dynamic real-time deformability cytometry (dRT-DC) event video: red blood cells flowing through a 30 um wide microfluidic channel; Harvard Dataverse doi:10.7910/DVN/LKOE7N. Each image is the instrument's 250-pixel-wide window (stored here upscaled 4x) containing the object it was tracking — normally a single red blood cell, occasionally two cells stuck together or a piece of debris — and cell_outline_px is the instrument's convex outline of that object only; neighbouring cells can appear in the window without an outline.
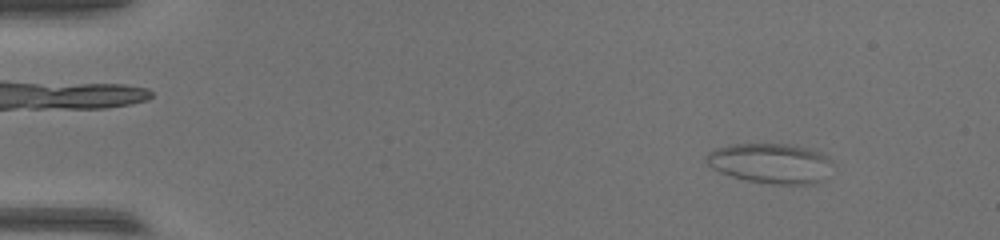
{"species": "common noctule bat (a hibernating species)", "species_latin": "Nyctalus noctula", "temperature_condition": "warm", "stored_images_in_passage": 53, "segment_of_instrument_passage": [1, 2], "camera_frame_rate_fps": 3000, "um_per_image_px": 0.085, "animal": {"sex": "female", "body_mass_g": 17.0, "forearm_length_mm": 48.0}, "frame": {"image": 1, "passage_image": 6, "time_ms": 1.667, "image_size_px": [1000, 240], "cell_outline_px": [[836, 164], [824, 180], [812, 184], [772, 184], [748, 180], [732, 176], [720, 172], [712, 168], [704, 160], [704, 156], [708, 152], [716, 148], [732, 144], [788, 144], [808, 148], [820, 152], [828, 156]], "centroid_in_image_um": [65.55, 13.88], "position_along_channel_um": 19.4, "area_um2": 29.88}}
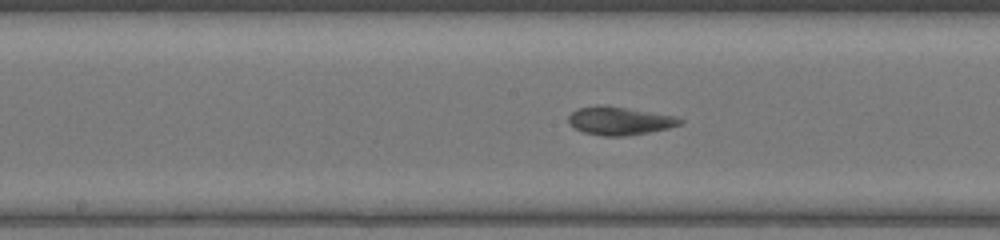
{"frame": {"image": 2, "passage_image": 28, "time_ms": 9.0, "image_size_px": [1000, 240], "cell_outline_px": [[684, 124], [668, 128], [648, 132], [624, 136], [604, 136], [584, 132], [568, 124], [568, 116], [576, 108], [596, 104], [628, 108], [676, 116], [684, 120]], "centroid_in_image_um": [52.66, 10.26], "position_along_channel_um": 195.5, "area_um2": 18.44}}
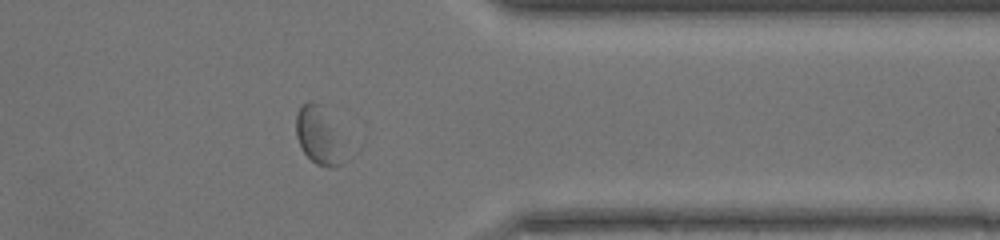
{"frame": {"image": 3, "passage_image": 43, "time_ms": 14.0, "image_size_px": [1000, 240], "cell_outline_px": [[340, 164], [328, 168], [316, 164], [304, 152], [296, 136], [296, 112], [300, 104], [308, 100], [312, 100], [320, 104], [332, 128]], "centroid_in_image_um": [26.88, 11.44], "position_along_channel_um": 384.5, "area_um2": 14.51}}